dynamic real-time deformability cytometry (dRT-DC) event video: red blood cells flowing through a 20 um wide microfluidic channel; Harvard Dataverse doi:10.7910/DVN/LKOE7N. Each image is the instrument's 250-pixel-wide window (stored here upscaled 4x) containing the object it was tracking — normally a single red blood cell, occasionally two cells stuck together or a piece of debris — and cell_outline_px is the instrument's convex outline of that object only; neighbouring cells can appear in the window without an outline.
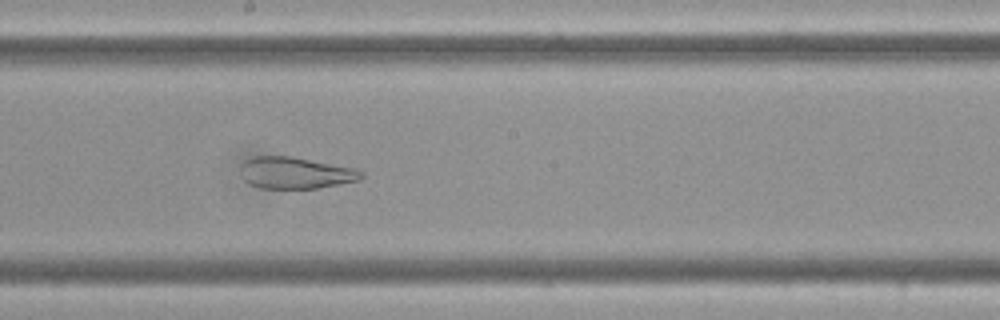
{"species": "Egyptian fruit bat (a non-hibernating species)", "species_latin": "Rousettus aegyptiacus", "temperature_condition": "cold", "stored_images_in_passage": 45, "camera_frame_rate_fps": 3000, "um_per_image_px": 0.085, "frame": {"image": 1, "passage_image": 20, "time_ms": 6.333, "image_size_px": [1000, 320], "cell_outline_px": [[364, 176], [360, 180], [316, 188], [260, 188], [248, 184], [244, 180], [240, 168], [240, 164], [244, 160], [252, 156], [292, 156], [356, 168], [364, 172]], "centroid_in_image_um": [25.1, 14.68], "position_along_channel_um": 223.1, "area_um2": 22.48}}
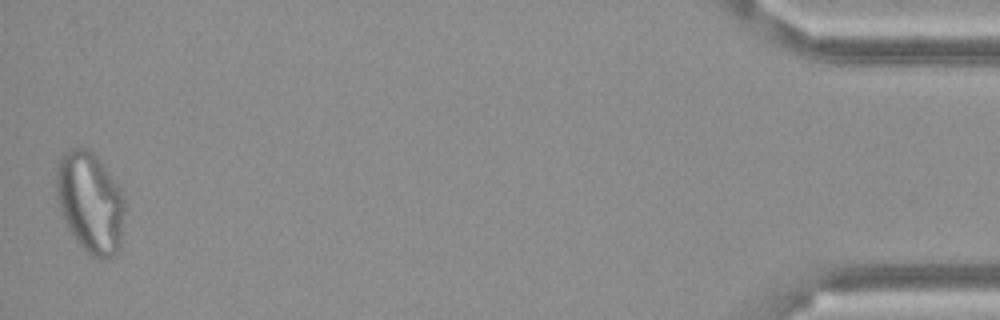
{"frame": {"image": 2, "passage_image": 45, "time_ms": 14.667, "image_size_px": [1000, 320], "cell_outline_px": [[124, 208], [120, 248], [112, 256], [92, 256], [80, 244], [72, 232], [60, 208], [56, 196], [56, 172], [60, 160], [64, 152], [72, 148], [88, 148], [96, 156], [120, 188], [124, 196]], "centroid_in_image_um": [7.67, 17.16], "position_along_channel_um": 427.5, "area_um2": 39.25}}